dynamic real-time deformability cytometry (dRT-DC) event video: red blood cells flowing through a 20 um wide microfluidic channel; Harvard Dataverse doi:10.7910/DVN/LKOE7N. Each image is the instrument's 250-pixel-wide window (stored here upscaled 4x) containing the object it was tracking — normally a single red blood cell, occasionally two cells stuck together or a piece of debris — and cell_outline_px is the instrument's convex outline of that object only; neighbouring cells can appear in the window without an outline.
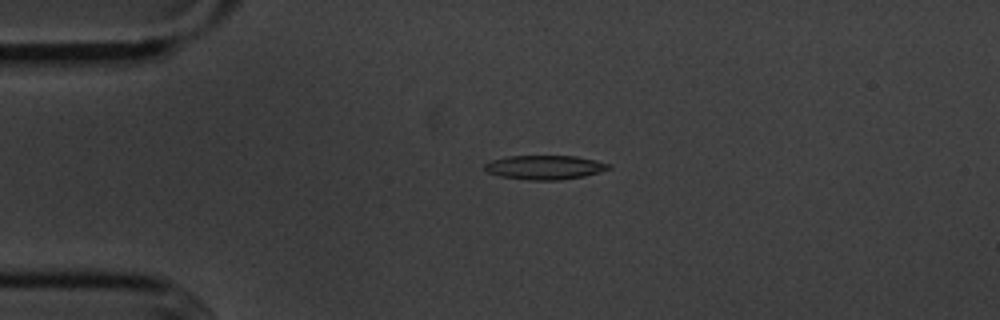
{"species": "common noctule bat (a hibernating species)", "species_latin": "Nyctalus noctula", "temperature_condition": "cold", "stored_images_in_passage": 3, "camera_frame_rate_fps": 3000, "um_per_image_px": 0.085, "animal": {"sex": "male", "body_mass_g": 20.1, "forearm_length_mm": 53.5}, "frame": {"image": 1, "passage_image": 2, "time_ms": 1.333, "image_size_px": [1000, 320], "cell_outline_px": [[612, 168], [584, 176], [560, 180], [528, 180], [500, 176], [488, 172], [484, 168], [484, 164], [492, 160], [508, 156], [576, 156], [596, 160], [612, 164]], "centroid_in_image_um": [46.33, 14.22], "position_along_channel_um": 38.7, "area_um2": 17.46}}